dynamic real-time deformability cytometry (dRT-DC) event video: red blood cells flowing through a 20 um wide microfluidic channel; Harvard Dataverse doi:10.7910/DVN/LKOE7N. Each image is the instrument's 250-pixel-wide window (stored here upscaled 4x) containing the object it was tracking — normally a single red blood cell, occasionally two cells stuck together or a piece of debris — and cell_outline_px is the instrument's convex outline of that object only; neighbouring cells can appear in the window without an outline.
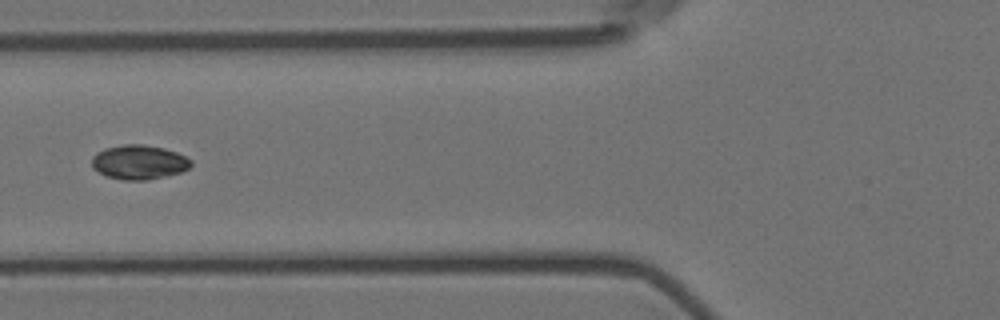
{"species": "Egyptian fruit bat (a non-hibernating species)", "species_latin": "Rousettus aegyptiacus", "temperature_condition": "room temperature", "stored_images_in_passage": 15, "camera_frame_rate_fps": 3000, "um_per_image_px": 0.085, "animal": {"sex": "female"}, "frame": {"image": 1, "passage_image": 6, "time_ms": 1.667, "image_size_px": [1000, 320], "cell_outline_px": [[192, 164], [188, 168], [180, 172], [148, 180], [124, 180], [108, 176], [92, 168], [92, 156], [96, 152], [104, 148], [124, 144], [144, 144], [164, 148], [176, 152], [192, 160]], "centroid_in_image_um": [11.8, 13.77], "position_along_channel_um": 114.0, "area_um2": 19.83}}
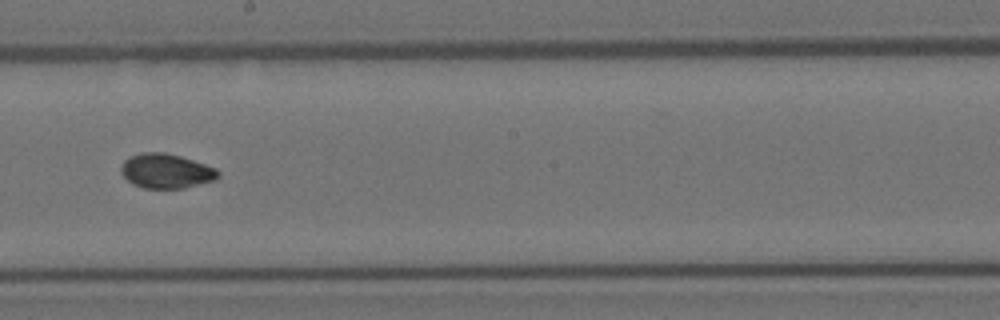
{"frame": {"image": 2, "passage_image": 9, "time_ms": 2.667, "image_size_px": [1000, 320], "cell_outline_px": [[220, 176], [216, 180], [184, 188], [144, 188], [132, 184], [120, 172], [120, 168], [124, 160], [132, 156], [144, 152], [164, 152], [180, 156], [216, 168], [220, 172]], "centroid_in_image_um": [14.13, 14.54], "position_along_channel_um": 234.1, "area_um2": 19.54}}
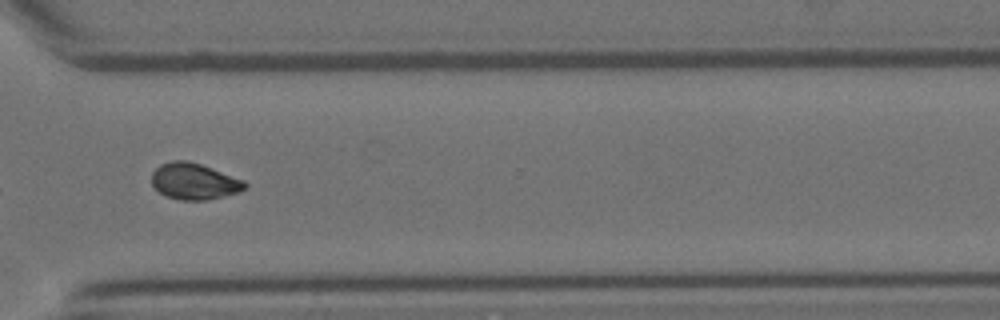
{"frame": {"image": 3, "passage_image": 12, "time_ms": 3.667, "image_size_px": [1000, 320], "cell_outline_px": [[248, 184], [240, 192], [208, 200], [180, 200], [164, 196], [152, 184], [152, 172], [160, 164], [172, 160], [188, 160], [200, 164], [244, 180]], "centroid_in_image_um": [16.49, 15.42], "position_along_channel_um": 354.1, "area_um2": 19.77}}